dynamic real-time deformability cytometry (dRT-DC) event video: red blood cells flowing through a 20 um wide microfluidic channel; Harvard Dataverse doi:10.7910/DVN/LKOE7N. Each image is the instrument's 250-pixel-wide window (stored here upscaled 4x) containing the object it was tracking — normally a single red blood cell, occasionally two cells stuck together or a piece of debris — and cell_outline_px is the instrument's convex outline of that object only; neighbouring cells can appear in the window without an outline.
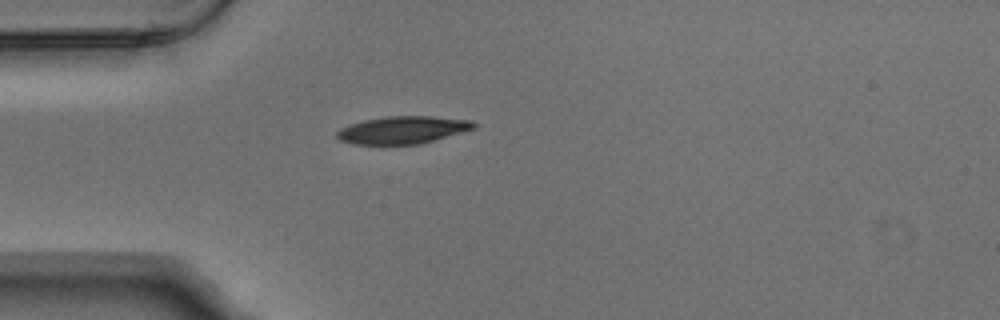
{"species": "Egyptian fruit bat (a non-hibernating species)", "species_latin": "Rousettus aegyptiacus", "temperature_condition": "warm", "stored_images_in_passage": 2, "camera_frame_rate_fps": 3000, "um_per_image_px": 0.085, "animal": {"sex": "male"}, "frame": {"image": 1, "passage_image": 1, "time_ms": 0.0, "image_size_px": [1000, 320], "cell_outline_px": [[476, 128], [420, 144], [356, 144], [340, 140], [336, 136], [336, 132], [340, 128], [364, 120], [388, 116], [432, 116], [472, 120], [476, 124]], "centroid_in_image_um": [34.25, 11.04], "position_along_channel_um": 50.7, "area_um2": 21.79}}